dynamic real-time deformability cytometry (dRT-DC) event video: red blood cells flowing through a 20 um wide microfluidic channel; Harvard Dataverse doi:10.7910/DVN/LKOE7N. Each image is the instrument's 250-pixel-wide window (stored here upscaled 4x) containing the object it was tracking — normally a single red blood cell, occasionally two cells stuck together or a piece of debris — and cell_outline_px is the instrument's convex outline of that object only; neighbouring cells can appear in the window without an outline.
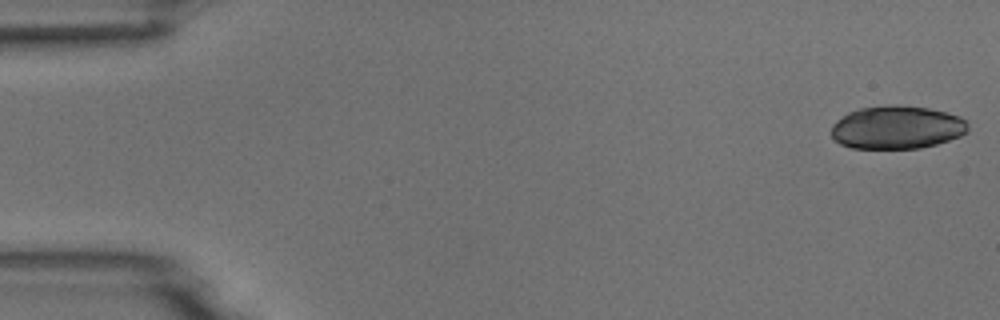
{"species": "common noctule bat (a hibernating species)", "species_latin": "Nyctalus noctula", "temperature_condition": "room temperature", "stored_images_in_passage": 5, "camera_frame_rate_fps": 3000, "um_per_image_px": 0.085, "animal": {"sex": "male", "body_mass_g": 18.8}, "frame": {"image": 1, "passage_image": 1, "time_ms": 0.0, "image_size_px": [1000, 320], "cell_outline_px": [[968, 132], [960, 136], [936, 144], [920, 148], [852, 148], [840, 144], [832, 136], [832, 124], [836, 120], [848, 112], [860, 108], [888, 104], [900, 104], [928, 108], [948, 112], [960, 116], [968, 124]], "centroid_in_image_um": [76.24, 10.81], "position_along_channel_um": 8.8, "area_um2": 34.62}}